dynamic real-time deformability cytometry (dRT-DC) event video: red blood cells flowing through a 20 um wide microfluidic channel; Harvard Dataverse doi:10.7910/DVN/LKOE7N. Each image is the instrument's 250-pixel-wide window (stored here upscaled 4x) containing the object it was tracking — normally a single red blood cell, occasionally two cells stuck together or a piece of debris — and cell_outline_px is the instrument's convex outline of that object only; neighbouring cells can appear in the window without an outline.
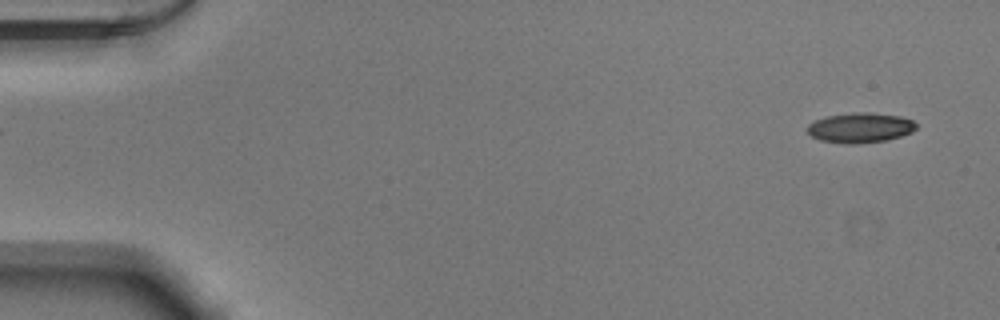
{"species": "Egyptian fruit bat (a non-hibernating species)", "species_latin": "Rousettus aegyptiacus", "temperature_condition": "warm", "stored_images_in_passage": 51, "camera_frame_rate_fps": 3000, "um_per_image_px": 0.085, "animal": {"sex": "male"}, "frame": {"image": 1, "passage_image": 2, "time_ms": 0.333, "image_size_px": [1000, 320], "cell_outline_px": [[916, 128], [912, 132], [888, 140], [856, 144], [844, 144], [820, 140], [812, 136], [808, 132], [808, 124], [824, 116], [852, 112], [868, 112], [900, 116], [912, 120], [916, 124]], "centroid_in_image_um": [73.11, 10.85], "position_along_channel_um": 11.9, "area_um2": 19.13}}
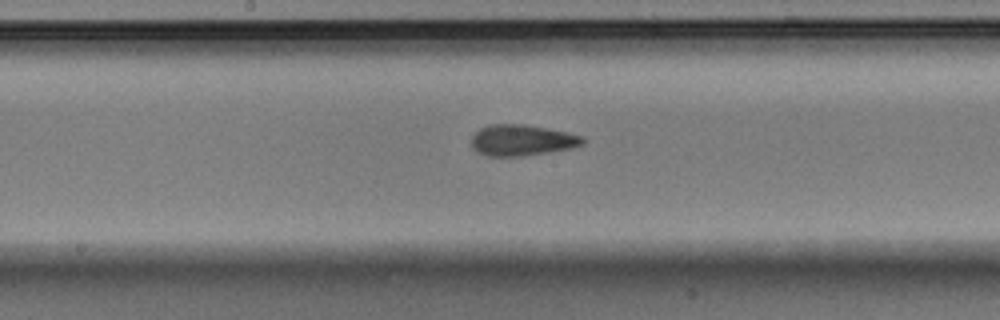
{"frame": {"image": 2, "passage_image": 27, "time_ms": 8.667, "image_size_px": [1000, 320], "cell_outline_px": [[584, 144], [572, 148], [548, 152], [520, 156], [488, 156], [472, 148], [472, 136], [480, 128], [488, 124], [524, 124], [548, 128], [584, 136]], "centroid_in_image_um": [44.38, 11.91], "position_along_channel_um": 203.8, "area_um2": 20.11}}
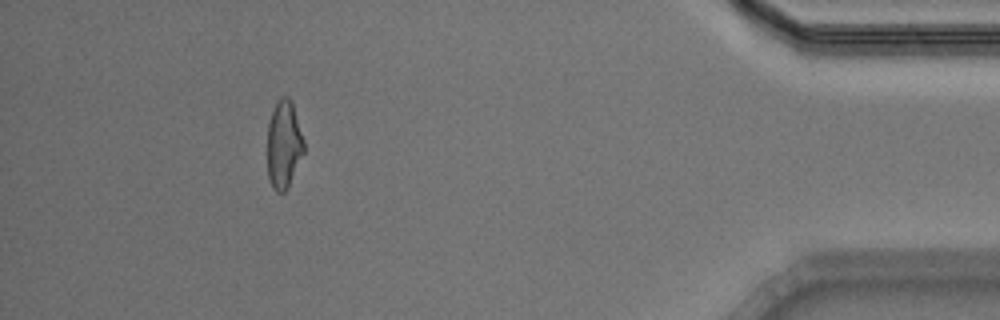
{"frame": {"image": 3, "passage_image": 47, "time_ms": 15.333, "image_size_px": [1000, 320], "cell_outline_px": [[304, 152], [288, 188], [284, 192], [276, 192], [272, 188], [268, 176], [268, 124], [276, 100], [280, 96], [288, 96], [292, 100], [304, 140]], "centroid_in_image_um": [24.13, 12.26], "position_along_channel_um": 411.1, "area_um2": 18.9}, "authors_computed_cell_mechanics": {"area_um2": 19.3052, "velocity_mm_per_s": 3.907, "shape_relaxation_time_tau1_ms": 3.0528, "shape_relaxation_time_tau2_ms": 1.6668, "deformation_change_tau1": 0.1445, "deformation_change_tau2": 0.1001}}